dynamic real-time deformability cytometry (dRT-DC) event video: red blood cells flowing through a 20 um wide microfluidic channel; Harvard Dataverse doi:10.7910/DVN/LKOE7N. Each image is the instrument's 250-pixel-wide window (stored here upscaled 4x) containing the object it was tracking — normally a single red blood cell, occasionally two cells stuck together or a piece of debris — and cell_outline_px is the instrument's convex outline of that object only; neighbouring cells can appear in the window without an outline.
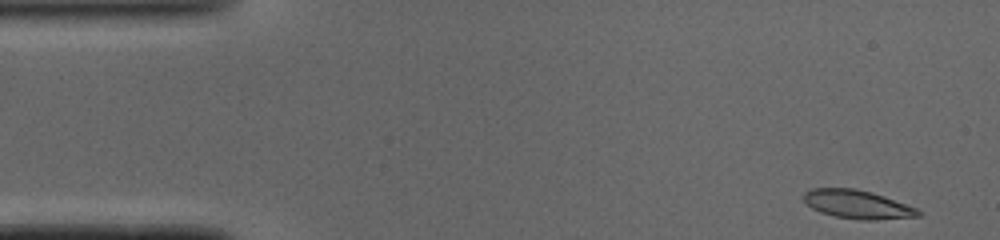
{"species": "common noctule bat (a hibernating species)", "species_latin": "Nyctalus noctula", "temperature_condition": "cold", "stored_images_in_passage": 47, "camera_frame_rate_fps": 3000, "um_per_image_px": 0.085, "animal": {"sex": "male", "body_mass_g": 19.0, "forearm_length_mm": 50.8}, "frame": {"image": 1, "passage_image": 1, "time_ms": 0.0, "image_size_px": [1000, 240], "cell_outline_px": [[924, 212], [920, 216], [876, 220], [860, 220], [836, 216], [820, 212], [812, 208], [804, 200], [804, 192], [812, 188], [856, 188], [872, 192], [884, 196], [916, 208]], "centroid_in_image_um": [72.9, 17.37], "position_along_channel_um": 12.1, "area_um2": 19.02}}
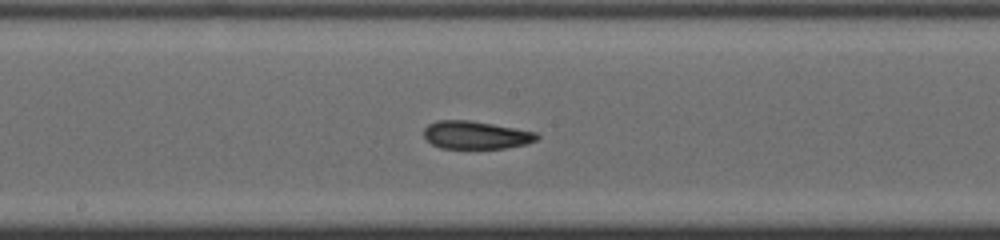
{"frame": {"image": 2, "passage_image": 23, "time_ms": 7.333, "image_size_px": [1000, 240], "cell_outline_px": [[540, 136], [536, 140], [528, 144], [504, 148], [440, 148], [432, 144], [424, 136], [424, 128], [428, 124], [436, 120], [468, 120], [492, 124], [536, 132]], "centroid_in_image_um": [40.44, 11.48], "position_along_channel_um": 207.8, "area_um2": 18.32}}
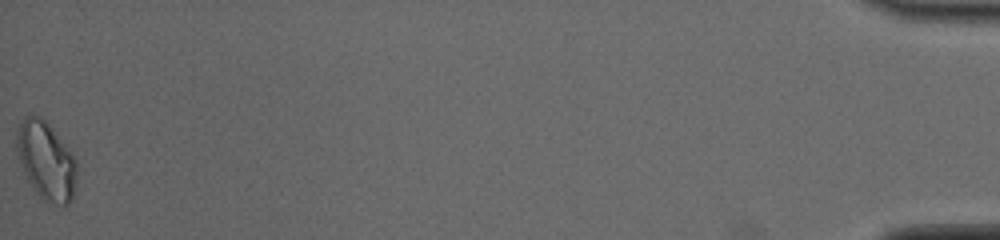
{"frame": {"image": 3, "passage_image": 47, "time_ms": 15.333, "image_size_px": [1000, 240], "cell_outline_px": [[76, 176], [72, 200], [68, 204], [48, 204], [36, 192], [28, 180], [24, 172], [16, 148], [16, 136], [20, 124], [24, 116], [40, 116], [48, 124], [72, 152], [76, 160]], "centroid_in_image_um": [3.93, 13.67], "position_along_channel_um": 431.3, "area_um2": 26.99}, "authors_computed_cell_mechanics": {"area_um2": 19.0162, "velocity_mm_per_s": 4.091, "shape_relaxation_time_tau1_ms": 7.7866, "shape_relaxation_time_tau2_ms": 1.6797, "deformation_change_tau1": 0.2136, "deformation_change_tau2": 0.0793}}